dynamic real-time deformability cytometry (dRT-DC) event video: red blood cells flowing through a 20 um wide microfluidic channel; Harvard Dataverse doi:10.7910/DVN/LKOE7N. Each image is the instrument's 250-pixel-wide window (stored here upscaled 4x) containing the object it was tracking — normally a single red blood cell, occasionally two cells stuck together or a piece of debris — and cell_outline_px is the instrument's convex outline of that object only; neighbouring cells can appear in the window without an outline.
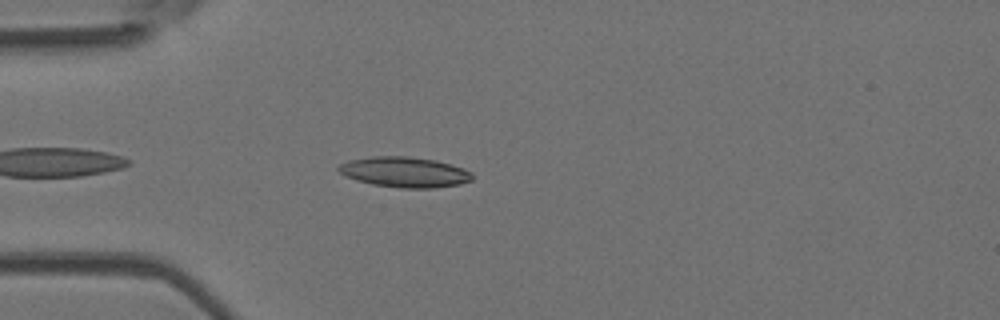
{"species": "Egyptian fruit bat (a non-hibernating species)", "species_latin": "Rousettus aegyptiacus", "temperature_condition": "room temperature", "stored_images_in_passage": 7, "camera_frame_rate_fps": 3000, "um_per_image_px": 0.085, "animal": {"sex": "female"}, "frame": {"image": 1, "passage_image": 3, "time_ms": 0.667, "image_size_px": [1000, 320], "cell_outline_px": [[472, 180], [460, 184], [436, 188], [400, 188], [372, 184], [356, 180], [344, 176], [336, 168], [340, 164], [348, 160], [372, 156], [408, 156], [436, 160], [464, 168], [472, 172]], "centroid_in_image_um": [34.38, 14.62], "position_along_channel_um": 50.6, "area_um2": 23.87}}